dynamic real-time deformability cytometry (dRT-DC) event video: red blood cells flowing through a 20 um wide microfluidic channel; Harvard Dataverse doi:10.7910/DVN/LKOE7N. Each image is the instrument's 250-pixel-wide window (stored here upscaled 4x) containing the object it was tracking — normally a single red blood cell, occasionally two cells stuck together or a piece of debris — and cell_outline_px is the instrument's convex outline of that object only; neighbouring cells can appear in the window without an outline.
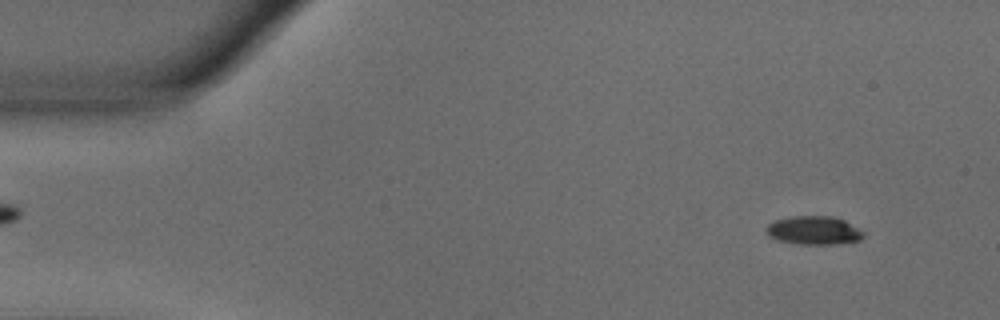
{"species": "common noctule bat (a hibernating species)", "species_latin": "Nyctalus noctula", "temperature_condition": "warm", "stored_images_in_passage": 54, "camera_frame_rate_fps": 3000, "um_per_image_px": 0.085, "animal": {"sex": "male", "body_mass_g": 18.8}, "frame": {"image": 1, "passage_image": 4, "time_ms": 1.0, "image_size_px": [1000, 320], "cell_outline_px": [[864, 236], [860, 240], [836, 244], [800, 244], [776, 240], [768, 236], [764, 228], [768, 224], [776, 220], [792, 216], [832, 216], [844, 220], [864, 232]], "centroid_in_image_um": [69.14, 19.58], "position_along_channel_um": 15.9, "area_um2": 16.18}}
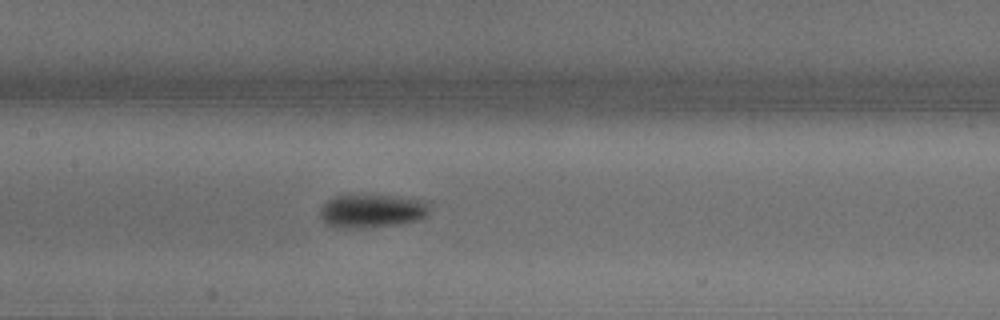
{"frame": {"image": 2, "passage_image": 25, "time_ms": 8.0, "image_size_px": [1000, 320], "cell_outline_px": [[428, 212], [420, 220], [396, 224], [360, 228], [336, 228], [328, 224], [320, 216], [320, 208], [328, 200], [336, 196], [352, 192], [360, 192], [400, 196], [428, 200]], "centroid_in_image_um": [31.6, 17.87], "position_along_channel_um": 175.8, "area_um2": 22.2}}
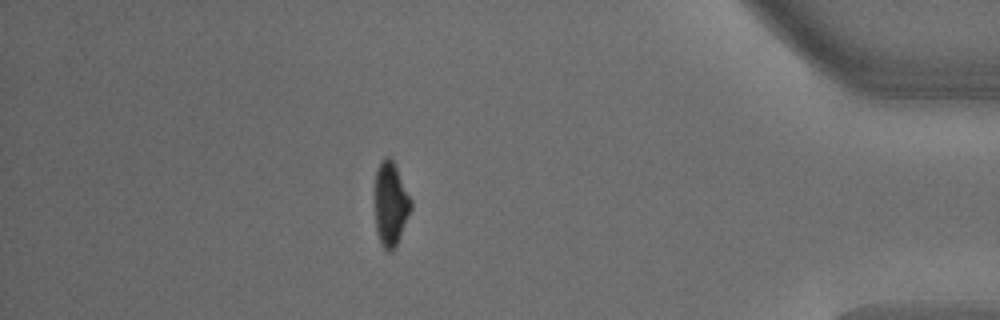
{"frame": {"image": 3, "passage_image": 47, "time_ms": 15.333, "image_size_px": [1000, 320], "cell_outline_px": [[412, 208], [400, 236], [396, 244], [388, 252], [380, 244], [376, 228], [376, 172], [380, 160], [384, 156], [388, 156], [392, 160], [412, 200]], "centroid_in_image_um": [33.21, 17.32], "position_along_channel_um": 402.0, "area_um2": 17.22}, "authors_computed_cell_mechanics": {"area_um2": 18.5538, "velocity_mm_per_s": 3.674, "shape_relaxation_time_tau1_ms": 3.0863, "shape_relaxation_time_tau2_ms": 4.1811, "deformation_change_tau1": 0.1828, "deformation_change_tau2": 0.0712}}